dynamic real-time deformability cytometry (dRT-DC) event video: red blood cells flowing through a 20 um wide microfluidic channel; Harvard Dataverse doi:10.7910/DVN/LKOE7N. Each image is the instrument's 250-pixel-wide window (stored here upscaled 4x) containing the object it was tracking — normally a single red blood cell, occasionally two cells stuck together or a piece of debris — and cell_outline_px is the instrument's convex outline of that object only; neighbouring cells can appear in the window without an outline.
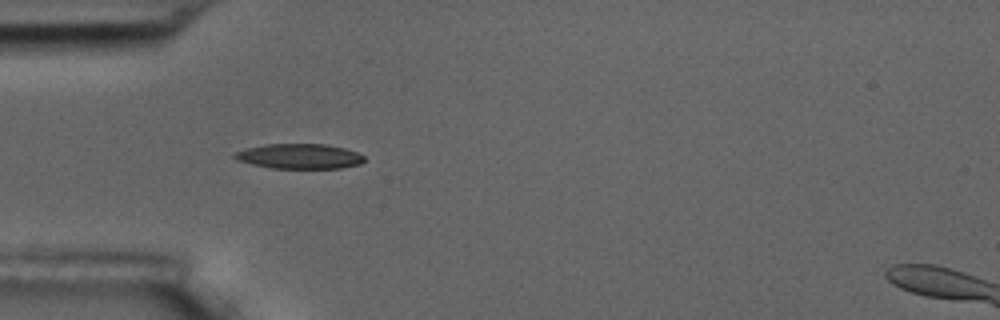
{"species": "common noctule bat (a hibernating species)", "species_latin": "Nyctalus noctula", "temperature_condition": "room temperature", "stored_images_in_passage": 5, "camera_frame_rate_fps": 3000, "um_per_image_px": 0.085, "animal": {"sex": "male", "body_mass_g": 17.5, "forearm_length_mm": 52.3}, "frame": {"image": 1, "passage_image": 3, "time_ms": 2.0, "image_size_px": [1000, 320], "cell_outline_px": [[364, 160], [360, 164], [340, 168], [272, 168], [252, 164], [236, 160], [232, 156], [236, 152], [248, 148], [264, 144], [324, 144], [344, 148], [356, 152], [364, 156]], "centroid_in_image_um": [25.44, 13.28], "position_along_channel_um": 59.6, "area_um2": 18.73}}